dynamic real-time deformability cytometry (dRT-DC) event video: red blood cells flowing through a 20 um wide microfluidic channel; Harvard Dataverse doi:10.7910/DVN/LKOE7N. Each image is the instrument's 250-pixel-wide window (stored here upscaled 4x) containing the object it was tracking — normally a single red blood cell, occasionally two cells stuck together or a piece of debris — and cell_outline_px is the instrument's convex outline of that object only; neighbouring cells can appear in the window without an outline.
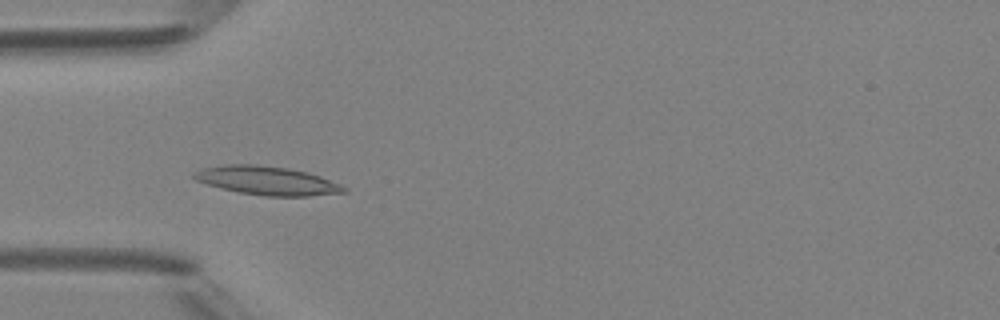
{"species": "Egyptian fruit bat (a non-hibernating species)", "species_latin": "Rousettus aegyptiacus", "temperature_condition": "room temperature", "stored_images_in_passage": 6, "camera_frame_rate_fps": 3000, "um_per_image_px": 0.085, "animal": {"sex": "female"}, "frame": {"image": 1, "passage_image": 3, "time_ms": 3.333, "image_size_px": [1000, 320], "cell_outline_px": [[348, 192], [308, 196], [264, 196], [240, 192], [208, 184], [196, 180], [192, 176], [192, 172], [204, 168], [224, 164], [256, 164], [288, 168], [308, 172], [320, 176], [340, 184], [348, 188]], "centroid_in_image_um": [22.73, 15.34], "position_along_channel_um": 62.3, "area_um2": 24.97}}
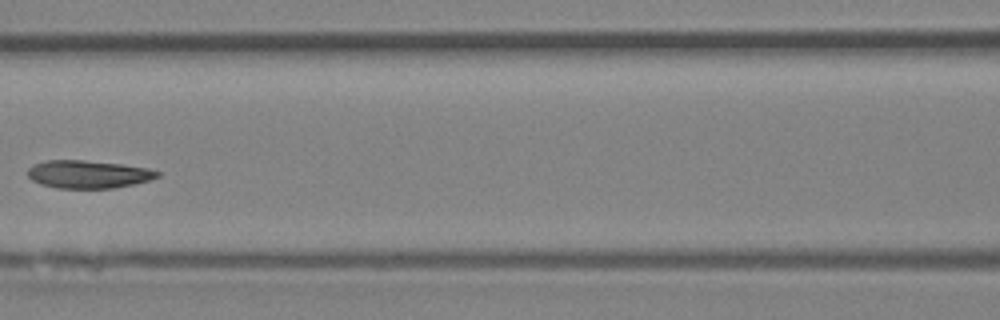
{"frame": {"image": 2, "passage_image": 5, "time_ms": 5.667, "image_size_px": [1000, 320], "cell_outline_px": [[160, 176], [148, 180], [132, 184], [112, 188], [56, 188], [40, 184], [32, 180], [28, 176], [28, 168], [32, 164], [44, 160], [84, 160], [120, 164], [148, 168], [160, 172]], "centroid_in_image_um": [7.45, 14.8], "position_along_channel_um": 159.1, "area_um2": 21.04}}
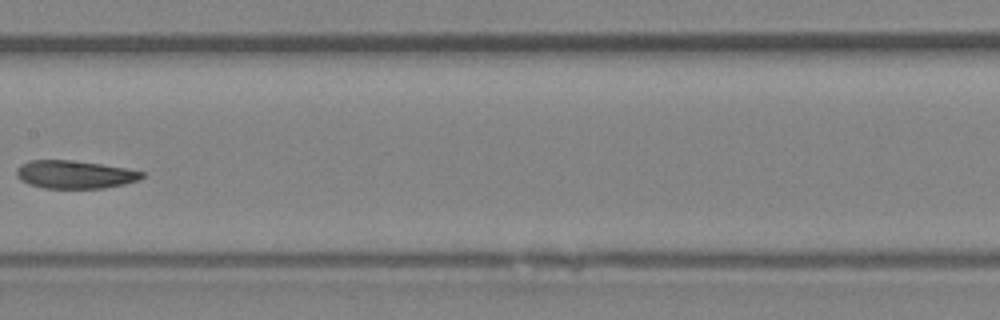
{"frame": {"image": 3, "passage_image": 6, "time_ms": 6.667, "image_size_px": [1000, 320], "cell_outline_px": [[144, 176], [136, 180], [124, 184], [104, 188], [44, 188], [28, 184], [20, 180], [16, 176], [16, 168], [20, 164], [32, 160], [72, 160], [128, 168], [144, 172]], "centroid_in_image_um": [6.32, 14.83], "position_along_channel_um": 201.1, "area_um2": 20.52}}